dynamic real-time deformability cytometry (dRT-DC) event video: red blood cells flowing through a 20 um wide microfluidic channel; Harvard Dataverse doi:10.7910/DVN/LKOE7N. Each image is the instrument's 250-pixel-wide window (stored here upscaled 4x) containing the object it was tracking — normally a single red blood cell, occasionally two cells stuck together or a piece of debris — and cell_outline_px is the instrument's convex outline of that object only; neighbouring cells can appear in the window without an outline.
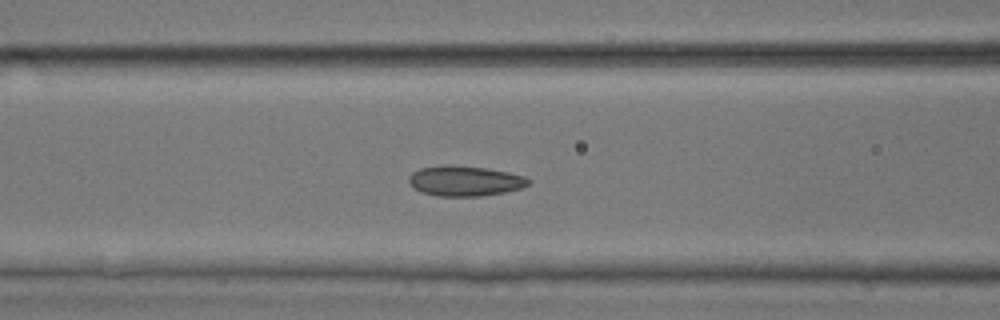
{"species": "common noctule bat (a hibernating species)", "species_latin": "Nyctalus noctula", "temperature_condition": "room temperature", "stored_images_in_passage": 51, "camera_frame_rate_fps": 3000, "um_per_image_px": 0.085, "animal": {"sex": "male", "body_mass_g": 17.9, "forearm_length_mm": 54.2}, "frame": {"image": 1, "passage_image": 21, "time_ms": 6.667, "image_size_px": [1000, 320], "cell_outline_px": [[532, 184], [520, 188], [504, 192], [480, 196], [440, 196], [420, 192], [408, 180], [408, 176], [412, 172], [420, 168], [444, 164], [452, 164], [488, 168], [508, 172], [524, 176], [532, 180]], "centroid_in_image_um": [39.53, 15.36], "position_along_channel_um": 127.1, "area_um2": 21.27}}
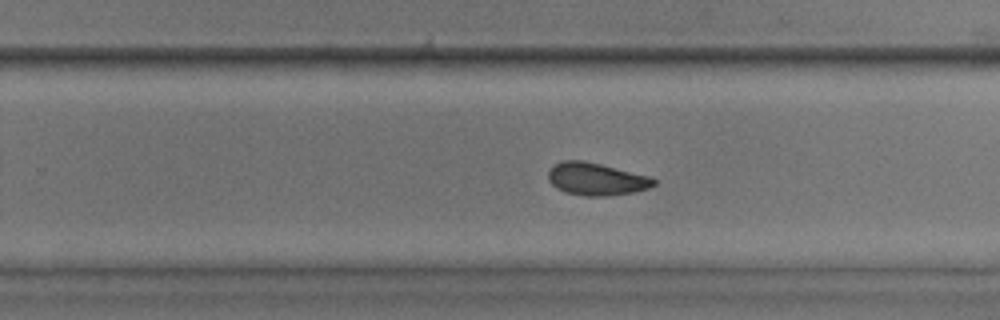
{"frame": {"image": 2, "passage_image": 32, "time_ms": 10.333, "image_size_px": [1000, 320], "cell_outline_px": [[656, 184], [648, 188], [632, 192], [608, 196], [584, 196], [564, 192], [556, 188], [548, 180], [548, 172], [552, 164], [564, 160], [584, 160], [652, 176], [656, 180]], "centroid_in_image_um": [50.67, 15.21], "position_along_channel_um": 279.1, "area_um2": 20.29}}
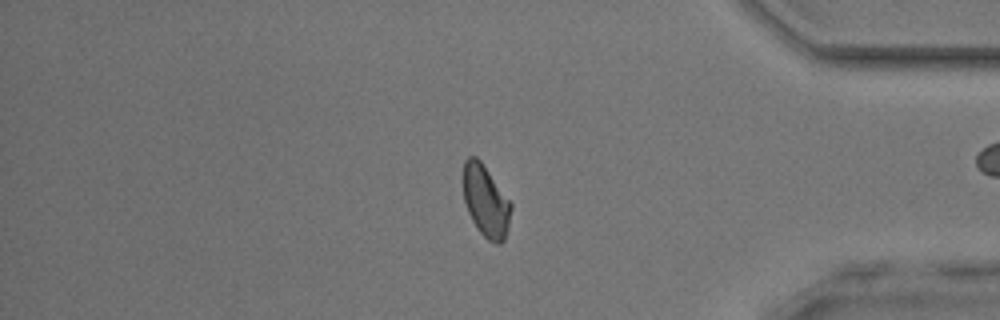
{"frame": {"image": 3, "passage_image": 42, "time_ms": 13.667, "image_size_px": [1000, 320], "cell_outline_px": [[512, 208], [508, 228], [504, 240], [500, 244], [496, 244], [488, 240], [480, 232], [472, 220], [468, 212], [464, 200], [464, 160], [468, 156], [476, 156], [480, 160], [512, 204]], "centroid_in_image_um": [41.3, 17.11], "position_along_channel_um": 393.9, "area_um2": 19.77}, "authors_computed_cell_mechanics": {"area_um2": 20.6346, "velocity_mm_per_s": 4.1686, "shape_relaxation_time_tau1_ms": 6.882, "shape_relaxation_time_tau2_ms": 1.3919, "deformation_change_tau1": 0.1065, "deformation_change_tau2": 0.0614}}